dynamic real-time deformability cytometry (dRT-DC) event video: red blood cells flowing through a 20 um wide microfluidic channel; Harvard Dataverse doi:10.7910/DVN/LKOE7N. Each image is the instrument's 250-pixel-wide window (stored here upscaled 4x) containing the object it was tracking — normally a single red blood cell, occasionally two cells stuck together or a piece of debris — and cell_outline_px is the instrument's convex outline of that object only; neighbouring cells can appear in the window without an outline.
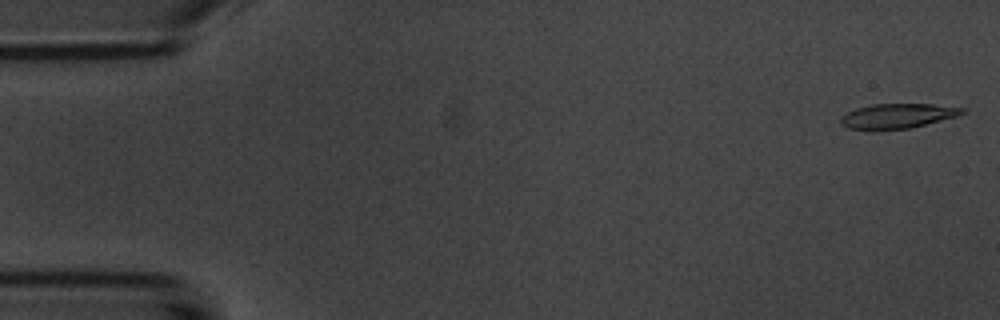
{"species": "common noctule bat (a hibernating species)", "species_latin": "Nyctalus noctula", "temperature_condition": "room temperature", "stored_images_in_passage": 53, "camera_frame_rate_fps": 3000, "um_per_image_px": 0.085, "animal": {"sex": "male", "body_mass_g": 20.1, "forearm_length_mm": 53.5}, "frame": {"image": 1, "passage_image": 1, "time_ms": 0.0, "image_size_px": [1000, 320], "cell_outline_px": [[968, 108], [964, 112], [956, 116], [912, 128], [848, 128], [840, 124], [840, 116], [856, 108], [872, 104], [932, 104]], "centroid_in_image_um": [76.31, 9.83], "position_along_channel_um": 8.7, "area_um2": 17.17}}
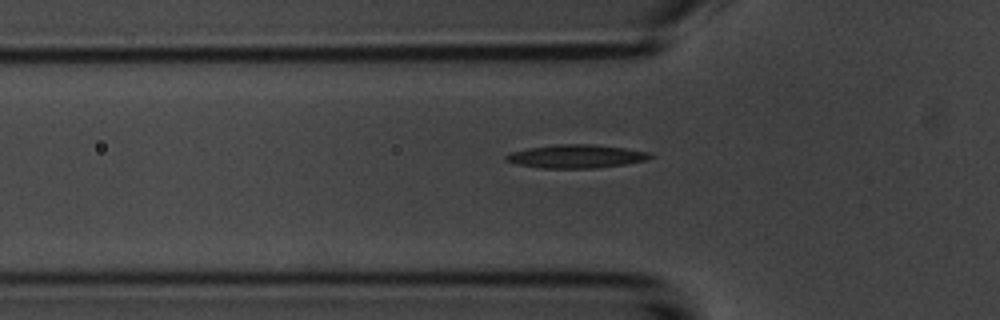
{"frame": {"image": 2, "passage_image": 17, "time_ms": 5.333, "image_size_px": [1000, 320], "cell_outline_px": [[656, 156], [648, 160], [624, 164], [596, 168], [544, 168], [520, 164], [504, 160], [504, 156], [512, 152], [528, 148], [556, 144], [592, 144], [624, 148], [652, 152]], "centroid_in_image_um": [49.05, 13.28], "position_along_channel_um": 76.7, "area_um2": 19.65}}
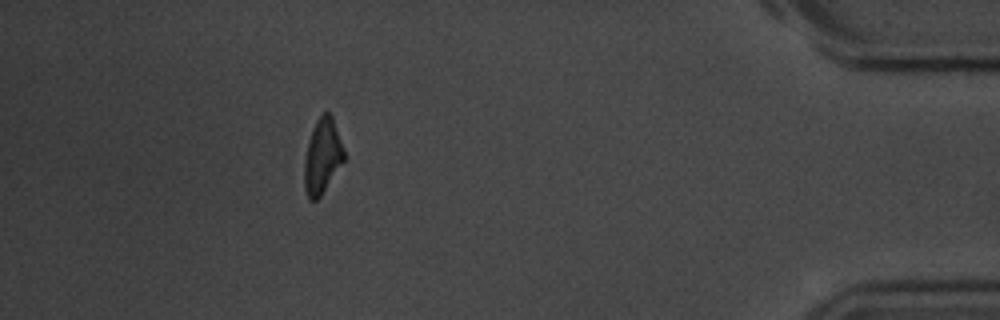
{"frame": {"image": 3, "passage_image": 48, "time_ms": 15.667, "image_size_px": [1000, 320], "cell_outline_px": [[344, 160], [320, 196], [316, 200], [308, 200], [304, 188], [304, 160], [308, 140], [312, 128], [316, 120], [324, 112], [328, 112], [332, 116], [344, 148]], "centroid_in_image_um": [27.38, 13.27], "position_along_channel_um": 407.8, "area_um2": 17.28}, "authors_computed_cell_mechanics": {"area_um2": 18.3804, "velocity_mm_per_s": 3.7129, "shape_relaxation_time_tau1_ms": 4.2265, "shape_relaxation_time_tau2_ms": 5.2536, "deformation_change_tau1": 0.175, "deformation_change_tau2": 0.1702}}